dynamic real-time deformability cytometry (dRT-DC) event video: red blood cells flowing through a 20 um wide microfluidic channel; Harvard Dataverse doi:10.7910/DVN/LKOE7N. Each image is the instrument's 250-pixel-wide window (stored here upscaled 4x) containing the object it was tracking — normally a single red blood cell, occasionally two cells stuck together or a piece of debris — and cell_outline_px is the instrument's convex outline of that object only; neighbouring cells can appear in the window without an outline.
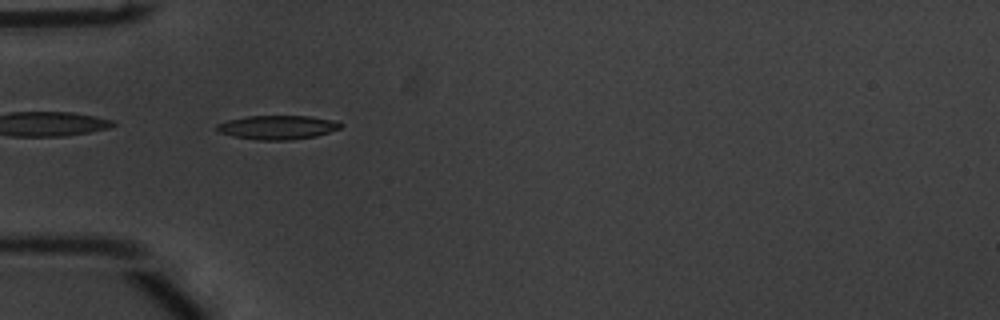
{"species": "common noctule bat (a hibernating species)", "species_latin": "Nyctalus noctula", "temperature_condition": "warm", "stored_images_in_passage": 37, "camera_frame_rate_fps": 3000, "um_per_image_px": 0.085, "animal": {"sex": "male", "body_mass_g": 20.1, "forearm_length_mm": 53.5}, "frame": {"image": 1, "passage_image": 1, "time_ms": 0.0, "image_size_px": [1000, 320], "cell_outline_px": [[344, 124], [340, 128], [316, 136], [292, 140], [256, 140], [232, 136], [220, 132], [216, 128], [216, 124], [228, 120], [248, 116], [308, 116], [336, 120]], "centroid_in_image_um": [23.6, 10.82], "position_along_channel_um": 61.4, "area_um2": 17.34}}
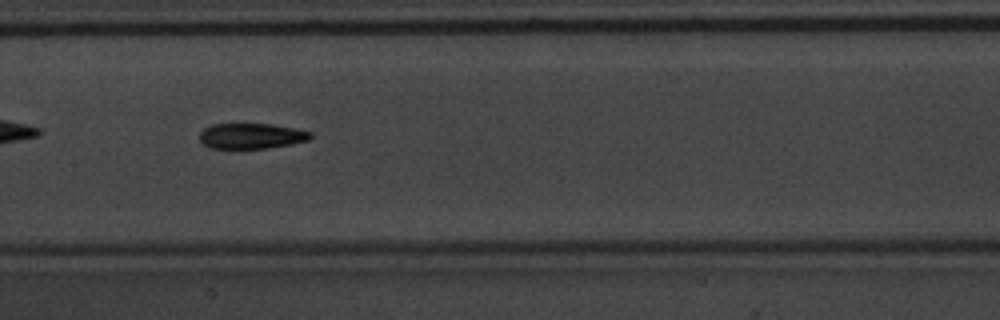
{"frame": {"image": 2, "passage_image": 11, "time_ms": 3.333, "image_size_px": [1000, 320], "cell_outline_px": [[312, 136], [308, 140], [292, 144], [268, 148], [236, 152], [212, 148], [204, 144], [200, 140], [200, 132], [204, 128], [212, 124], [272, 124], [296, 128], [312, 132]], "centroid_in_image_um": [21.34, 11.6], "position_along_channel_um": 186.1, "area_um2": 17.28}}
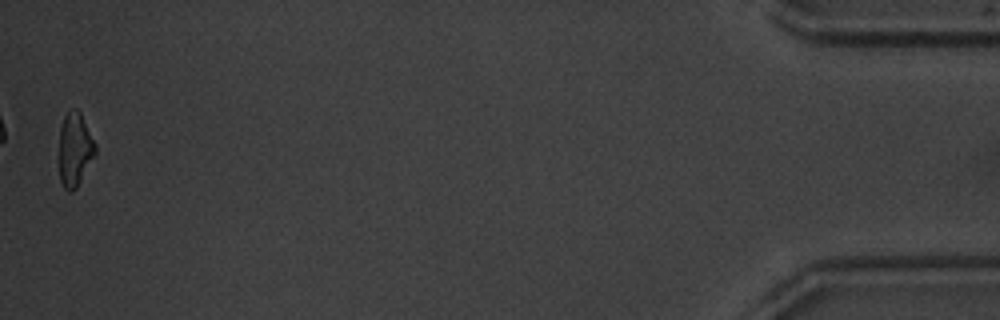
{"frame": {"image": 3, "passage_image": 37, "time_ms": 12.0, "image_size_px": [1000, 320], "cell_outline_px": [[96, 156], [76, 188], [72, 192], [68, 192], [64, 188], [60, 180], [60, 128], [64, 116], [72, 108], [76, 108], [80, 112], [96, 144]], "centroid_in_image_um": [6.38, 12.72], "position_along_channel_um": 428.8, "area_um2": 15.61}, "authors_computed_cell_mechanics": {"area_um2": 16.9354, "velocity_mm_per_s": 3.8156, "shape_relaxation_time_tau1_ms": 3.0719, "shape_relaxation_time_tau2_ms": 3.6089, "deformation_change_tau1": 0.1364, "deformation_change_tau2": 0.1209}}